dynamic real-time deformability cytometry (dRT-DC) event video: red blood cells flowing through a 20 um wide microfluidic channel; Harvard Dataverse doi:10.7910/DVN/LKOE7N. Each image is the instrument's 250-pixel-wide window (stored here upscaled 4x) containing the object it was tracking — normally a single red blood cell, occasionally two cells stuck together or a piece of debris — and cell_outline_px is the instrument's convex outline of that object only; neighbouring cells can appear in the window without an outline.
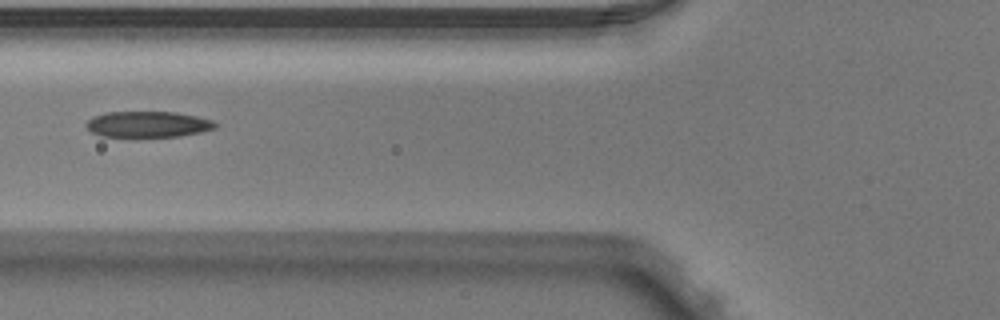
{"species": "Egyptian fruit bat (a non-hibernating species)", "species_latin": "Rousettus aegyptiacus", "temperature_condition": "warm", "stored_images_in_passage": 4, "camera_frame_rate_fps": 3000, "um_per_image_px": 0.085, "animal": {"sex": "male"}, "frame": {"image": 1, "passage_image": 4, "time_ms": 1.0, "image_size_px": [1000, 320], "cell_outline_px": [[216, 128], [200, 132], [180, 136], [100, 136], [92, 132], [84, 124], [92, 116], [104, 112], [176, 112], [196, 116], [212, 120], [216, 124]], "centroid_in_image_um": [12.54, 10.55], "position_along_channel_um": 113.3, "area_um2": 19.42}}